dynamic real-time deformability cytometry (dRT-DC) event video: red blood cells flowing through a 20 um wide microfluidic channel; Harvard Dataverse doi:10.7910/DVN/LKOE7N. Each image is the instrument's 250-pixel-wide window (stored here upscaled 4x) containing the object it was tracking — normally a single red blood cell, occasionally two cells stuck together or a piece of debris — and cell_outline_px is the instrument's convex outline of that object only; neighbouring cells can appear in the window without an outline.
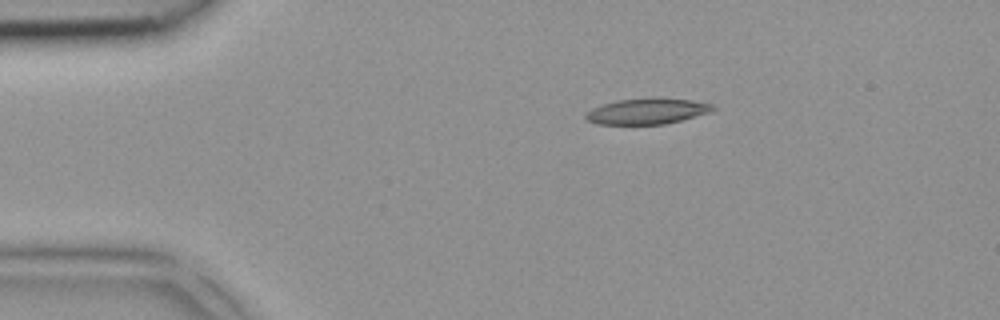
{"species": "common noctule bat (a hibernating species)", "species_latin": "Nyctalus noctula", "temperature_condition": "room temperature", "stored_images_in_passage": 4, "camera_frame_rate_fps": 3000, "um_per_image_px": 0.085, "animal": {"sex": "female", "body_mass_g": 18.4}, "frame": {"image": 1, "passage_image": 4, "time_ms": 1.0, "image_size_px": [1000, 320], "cell_outline_px": [[716, 108], [712, 112], [664, 124], [596, 124], [588, 120], [584, 116], [592, 108], [616, 100], [692, 100], [716, 104]], "centroid_in_image_um": [55.04, 9.49], "position_along_channel_um": 30.0, "area_um2": 18.38}}